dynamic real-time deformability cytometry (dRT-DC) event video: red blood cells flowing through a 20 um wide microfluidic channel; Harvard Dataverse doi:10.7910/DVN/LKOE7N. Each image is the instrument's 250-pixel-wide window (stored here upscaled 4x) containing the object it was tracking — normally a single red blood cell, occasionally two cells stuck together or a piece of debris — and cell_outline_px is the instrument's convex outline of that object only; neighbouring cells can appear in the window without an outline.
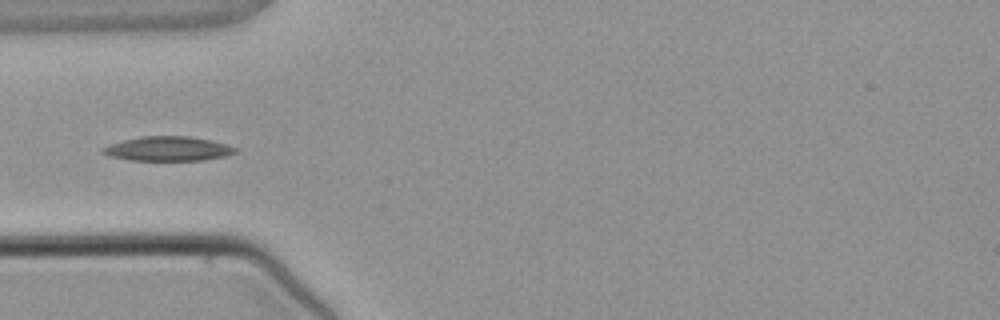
{"species": "common noctule bat (a hibernating species)", "species_latin": "Nyctalus noctula", "temperature_condition": "warm", "stored_images_in_passage": 3, "camera_frame_rate_fps": 3000, "um_per_image_px": 0.085, "animal": {"sex": "male", "body_mass_g": 21.5, "forearm_length_mm": 52.0}, "frame": {"image": 1, "passage_image": 3, "time_ms": 2.333, "image_size_px": [1000, 320], "cell_outline_px": [[236, 152], [224, 156], [204, 160], [128, 160], [108, 156], [100, 152], [100, 148], [124, 140], [140, 136], [188, 136], [212, 140], [236, 148]], "centroid_in_image_um": [14.22, 12.64], "position_along_channel_um": 70.8, "area_um2": 18.79}}